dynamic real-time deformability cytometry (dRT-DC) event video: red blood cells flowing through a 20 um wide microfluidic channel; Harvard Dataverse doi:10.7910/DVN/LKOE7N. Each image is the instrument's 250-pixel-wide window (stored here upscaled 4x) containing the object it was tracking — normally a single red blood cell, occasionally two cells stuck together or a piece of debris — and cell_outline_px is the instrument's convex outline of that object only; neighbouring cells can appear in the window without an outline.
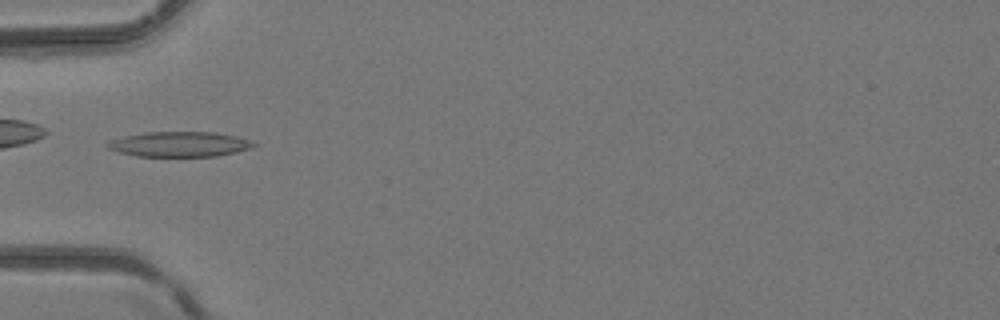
{"species": "common noctule bat (a hibernating species)", "species_latin": "Nyctalus noctula", "temperature_condition": "room temperature", "stored_images_in_passage": 5, "camera_frame_rate_fps": 3000, "um_per_image_px": 0.085, "animal": {"sex": "female", "body_mass_g": 24.6, "forearm_length_mm": 56.2}, "frame": {"image": 1, "passage_image": 4, "time_ms": 1.0, "image_size_px": [1000, 320], "cell_outline_px": [[260, 144], [252, 148], [236, 152], [216, 156], [136, 156], [120, 152], [108, 148], [104, 144], [112, 140], [124, 136], [148, 132], [212, 132], [236, 136]], "centroid_in_image_um": [15.29, 12.26], "position_along_channel_um": 69.7, "area_um2": 21.27}}
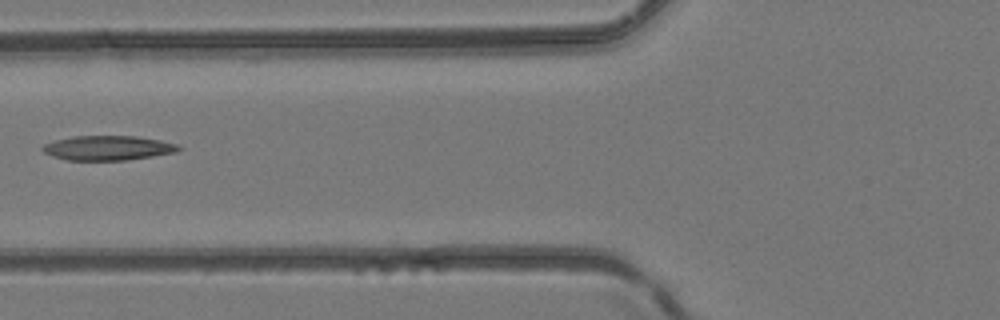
{"frame": {"image": 2, "passage_image": 5, "time_ms": 1.333, "image_size_px": [1000, 320], "cell_outline_px": [[184, 148], [176, 152], [128, 160], [68, 160], [52, 156], [44, 152], [40, 148], [44, 144], [56, 140], [72, 136], [136, 136], [160, 140], [180, 144]], "centroid_in_image_um": [9.21, 12.57], "position_along_channel_um": 116.6, "area_um2": 19.59}}